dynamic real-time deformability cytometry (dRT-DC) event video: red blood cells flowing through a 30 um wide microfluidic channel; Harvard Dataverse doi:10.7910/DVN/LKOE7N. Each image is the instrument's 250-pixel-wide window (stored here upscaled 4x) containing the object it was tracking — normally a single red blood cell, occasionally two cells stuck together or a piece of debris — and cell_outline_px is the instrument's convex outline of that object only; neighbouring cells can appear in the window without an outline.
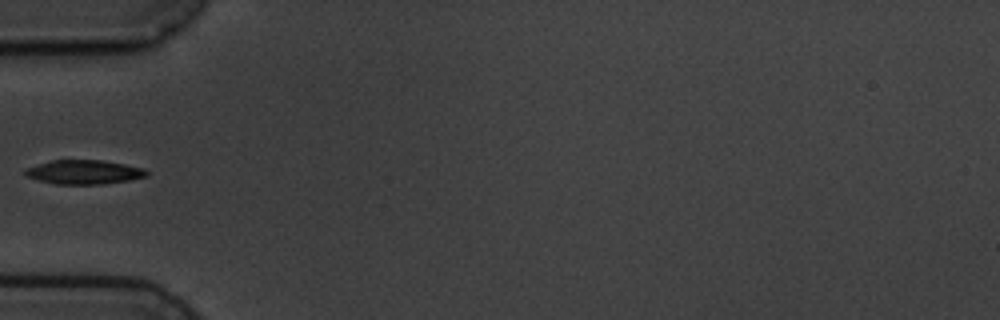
{"species": "common noctule bat (a hibernating species)", "species_latin": "Nyctalus noctula", "temperature_condition": "cold", "stored_images_in_passage": 5, "camera_frame_rate_fps": 3000, "um_per_image_px": 0.085, "animal": {"sex": "male", "body_mass_g": 19.5, "forearm_length_mm": 54.6}, "frame": {"image": 1, "passage_image": 4, "time_ms": 4.333, "image_size_px": [1000, 320], "cell_outline_px": [[148, 176], [128, 180], [104, 184], [56, 184], [24, 176], [24, 168], [52, 160], [104, 160], [144, 168], [148, 172]], "centroid_in_image_um": [7.13, 14.62], "position_along_channel_um": 77.9, "area_um2": 17.11}}
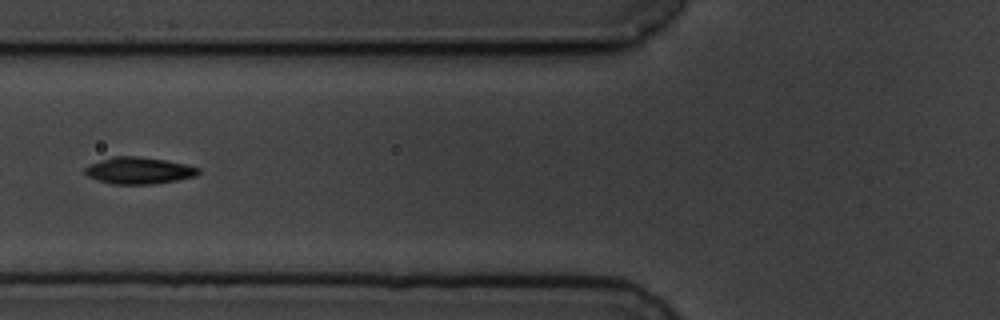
{"frame": {"image": 2, "passage_image": 5, "time_ms": 5.333, "image_size_px": [1000, 320], "cell_outline_px": [[200, 172], [196, 176], [176, 180], [152, 184], [112, 184], [88, 176], [84, 172], [84, 168], [92, 164], [112, 156], [136, 156], [164, 160], [184, 164], [200, 168]], "centroid_in_image_um": [11.82, 14.5], "position_along_channel_um": 114.0, "area_um2": 17.4}}